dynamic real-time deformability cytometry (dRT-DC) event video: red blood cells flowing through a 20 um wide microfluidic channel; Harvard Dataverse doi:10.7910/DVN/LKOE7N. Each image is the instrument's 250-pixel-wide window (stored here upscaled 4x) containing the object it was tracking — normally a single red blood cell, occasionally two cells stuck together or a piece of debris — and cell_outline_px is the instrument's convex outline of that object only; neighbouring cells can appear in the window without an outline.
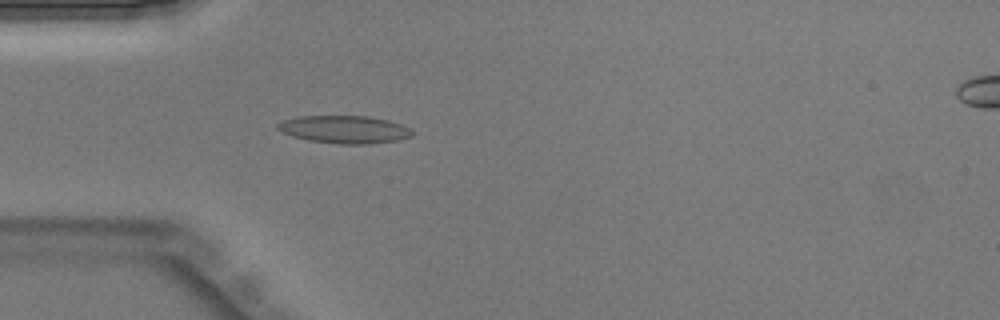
{"species": "Egyptian fruit bat (a non-hibernating species)", "species_latin": "Rousettus aegyptiacus", "temperature_condition": "warm", "stored_images_in_passage": 44, "camera_frame_rate_fps": 3000, "um_per_image_px": 0.085, "animal": {"sex": "male"}, "frame": {"image": 1, "passage_image": 13, "time_ms": 4.0, "image_size_px": [1000, 320], "cell_outline_px": [[412, 136], [400, 140], [368, 144], [340, 144], [308, 140], [292, 136], [276, 128], [276, 124], [284, 120], [300, 116], [368, 116], [388, 120], [400, 124], [408, 128], [412, 132]], "centroid_in_image_um": [29.28, 11.0], "position_along_channel_um": 55.7, "area_um2": 21.62}}
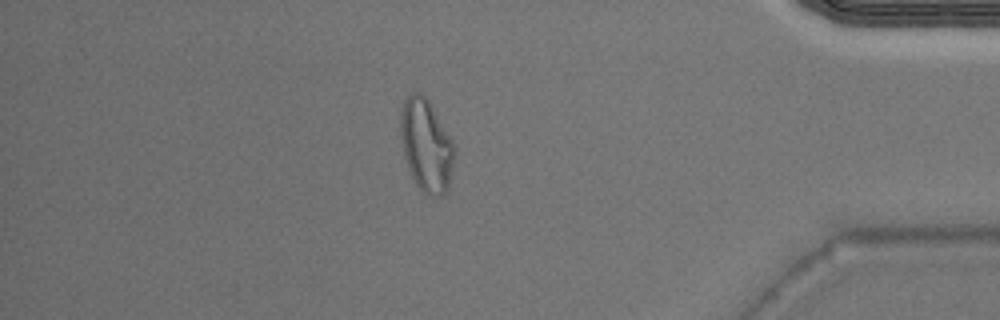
{"frame": {"image": 2, "passage_image": 38, "time_ms": 12.333, "image_size_px": [1000, 320], "cell_outline_px": [[456, 152], [452, 172], [448, 188], [444, 196], [432, 196], [424, 192], [416, 184], [408, 168], [404, 156], [400, 136], [400, 112], [404, 100], [412, 92], [420, 92], [428, 100], [456, 144]], "centroid_in_image_um": [36.25, 12.36], "position_along_channel_um": 399.0, "area_um2": 29.42}}
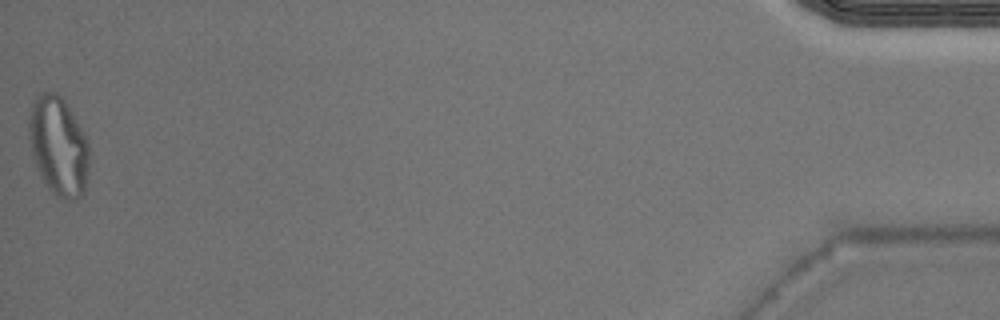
{"frame": {"image": 3, "passage_image": 44, "time_ms": 14.333, "image_size_px": [1000, 320], "cell_outline_px": [[88, 164], [84, 196], [72, 200], [68, 200], [56, 196], [44, 184], [36, 168], [32, 156], [28, 136], [28, 120], [32, 104], [36, 96], [44, 92], [56, 92], [64, 100], [72, 112], [84, 132], [88, 144]], "centroid_in_image_um": [4.95, 12.44], "position_along_channel_um": 430.3, "area_um2": 35.08}}